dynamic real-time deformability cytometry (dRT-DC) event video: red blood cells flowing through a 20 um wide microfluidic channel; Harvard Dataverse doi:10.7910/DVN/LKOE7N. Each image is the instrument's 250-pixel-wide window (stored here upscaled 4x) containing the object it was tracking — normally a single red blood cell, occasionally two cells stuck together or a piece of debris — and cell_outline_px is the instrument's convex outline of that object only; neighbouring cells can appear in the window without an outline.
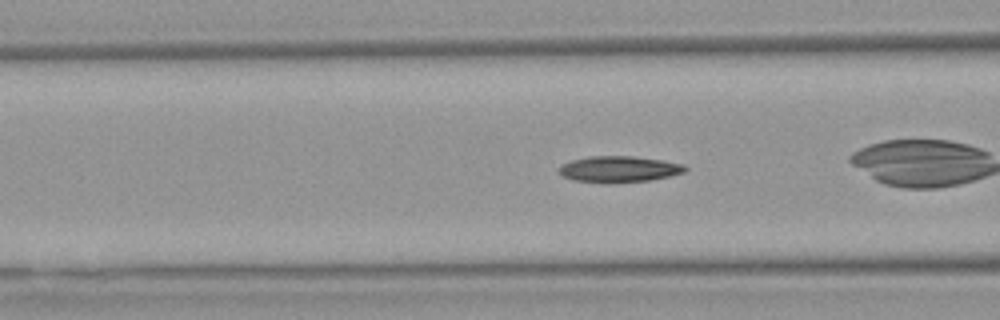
{"species": "Egyptian fruit bat (a non-hibernating species)", "species_latin": "Rousettus aegyptiacus", "temperature_condition": "warm", "stored_images_in_passage": 48, "camera_frame_rate_fps": 3000, "um_per_image_px": 0.085, "animal": {"sex": "female"}, "frame": {"image": 1, "passage_image": 14, "time_ms": 4.333, "image_size_px": [1000, 320], "cell_outline_px": [[688, 168], [684, 172], [652, 180], [572, 180], [564, 176], [560, 172], [560, 164], [572, 160], [588, 156], [632, 156], [664, 160], [684, 164]], "centroid_in_image_um": [52.67, 14.32], "position_along_channel_um": 113.9, "area_um2": 18.32}, "authors_computed_cell_mechanics": {"area_um2": 18.5249, "velocity_mm_per_s": 3.8478, "shape_relaxation_time_tau1_ms": 10.6195, "shape_relaxation_time_tau2_ms": null, "deformation_change_tau1": 0.2673, "deformation_change_tau2": null}}